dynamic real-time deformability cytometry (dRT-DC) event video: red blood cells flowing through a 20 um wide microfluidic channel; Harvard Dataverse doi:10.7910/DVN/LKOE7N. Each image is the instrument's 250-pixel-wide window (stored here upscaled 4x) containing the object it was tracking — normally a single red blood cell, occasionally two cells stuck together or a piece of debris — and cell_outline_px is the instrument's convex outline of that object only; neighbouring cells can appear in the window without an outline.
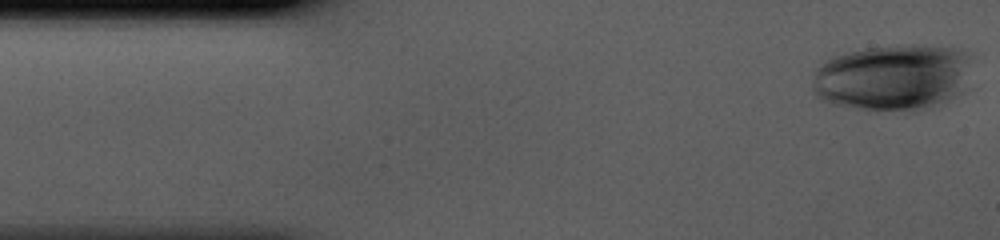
{"species": "human", "species_latin": "Homo sapiens", "temperature_condition": "cold", "stored_images_in_passage": 42, "camera_frame_rate_fps": 3000, "um_per_image_px": 0.085, "donor": {"sex": "male"}, "frame": {"image": 1, "passage_image": 1, "time_ms": 0.0, "image_size_px": [1000, 240], "cell_outline_px": [[968, 60], [964, 92], [932, 108], [916, 112], [868, 112], [832, 104], [820, 100], [816, 96], [812, 88], [812, 80], [816, 68], [820, 64], [832, 56], [864, 48], [900, 44], [912, 44], [960, 48], [968, 56]], "centroid_in_image_um": [75.83, 6.62], "position_along_channel_um": 9.2, "area_um2": 63.29}}
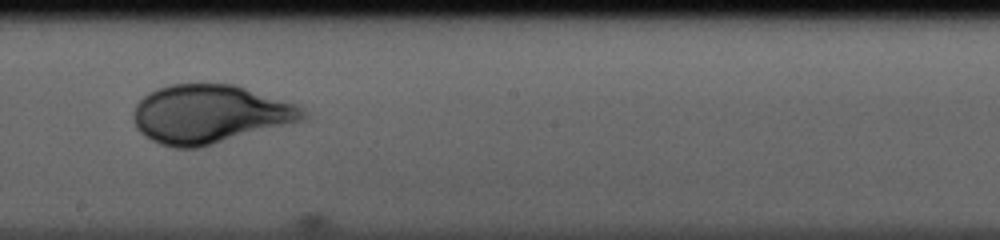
{"frame": {"image": 2, "passage_image": 23, "time_ms": 7.333, "image_size_px": [1000, 240], "cell_outline_px": [[308, 116], [300, 120], [200, 148], [176, 148], [160, 144], [144, 136], [136, 128], [132, 116], [132, 112], [136, 104], [148, 92], [156, 88], [172, 84], [236, 84], [296, 104], [308, 112]], "centroid_in_image_um": [17.78, 9.69], "position_along_channel_um": 230.4, "area_um2": 57.8}}
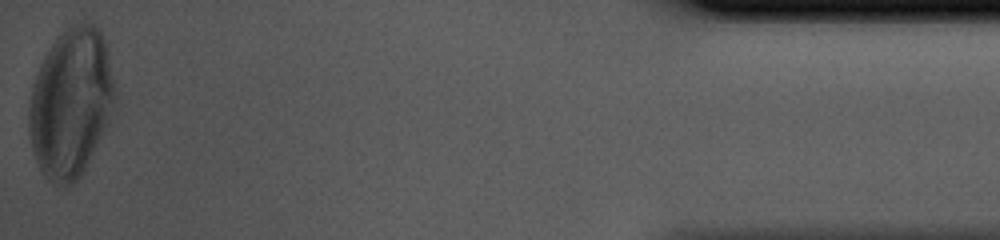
{"frame": {"image": 3, "passage_image": 42, "time_ms": 13.667, "image_size_px": [1000, 240], "cell_outline_px": [[116, 96], [108, 124], [84, 172], [72, 184], [64, 188], [48, 180], [44, 176], [36, 160], [32, 148], [28, 128], [28, 112], [32, 84], [40, 64], [44, 56], [52, 44], [72, 24], [92, 24], [100, 32], [104, 40], [116, 88]], "centroid_in_image_um": [6.02, 8.81], "position_along_channel_um": 429.2, "area_um2": 74.45}}